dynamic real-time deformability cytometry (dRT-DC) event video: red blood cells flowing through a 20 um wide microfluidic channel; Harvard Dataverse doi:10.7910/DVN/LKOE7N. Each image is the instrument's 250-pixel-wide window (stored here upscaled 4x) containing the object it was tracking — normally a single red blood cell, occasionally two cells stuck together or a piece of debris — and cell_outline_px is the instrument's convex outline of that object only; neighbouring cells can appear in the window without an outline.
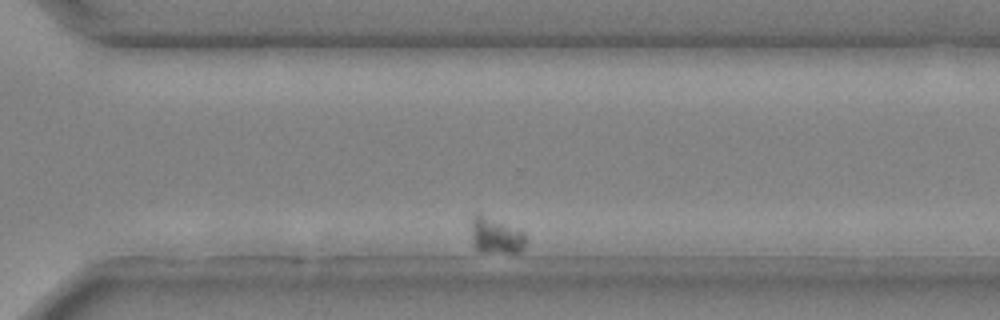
{"species": "common noctule bat (a hibernating species)", "species_latin": "Nyctalus noctula", "temperature_condition": "cold", "stored_images_in_passage": 40, "segment_of_instrument_passage": [2, 2], "camera_frame_rate_fps": 3000, "um_per_image_px": 0.085, "animal": {"sex": "male", "body_mass_g": 20.4}, "frame": {"image": 1, "passage_image": 36, "time_ms": 11.667, "image_size_px": [1000, 320], "cell_outline_px": [[524, 248], [520, 252], [480, 252], [472, 244], [472, 216], [476, 212], [524, 232]], "centroid_in_image_um": [42.11, 20.04], "position_along_channel_um": 328.5, "area_um2": 11.21}}
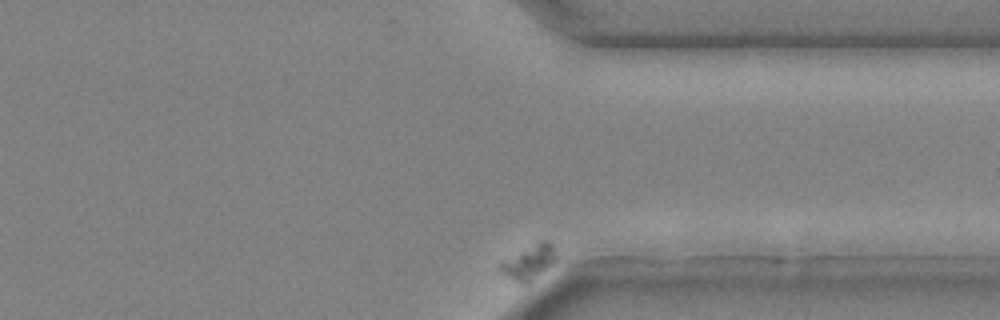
{"frame": {"image": 2, "passage_image": 40, "time_ms": 13.0, "image_size_px": [1000, 320], "cell_outline_px": [[556, 260], [552, 264], [528, 284], [520, 284], [504, 276], [496, 268], [500, 264], [536, 244], [544, 240], [548, 240], [552, 244], [556, 252]], "centroid_in_image_um": [44.97, 22.36], "position_along_channel_um": 366.4, "area_um2": 10.75}}